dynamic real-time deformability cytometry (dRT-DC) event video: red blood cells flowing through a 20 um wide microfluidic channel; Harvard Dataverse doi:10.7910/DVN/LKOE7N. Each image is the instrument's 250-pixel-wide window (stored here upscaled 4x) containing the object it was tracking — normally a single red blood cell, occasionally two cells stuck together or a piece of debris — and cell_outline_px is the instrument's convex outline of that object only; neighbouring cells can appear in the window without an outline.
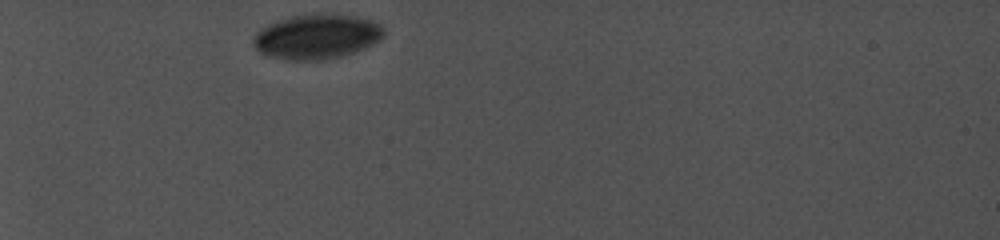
{"species": "common noctule bat (a hibernating species)", "species_latin": "Nyctalus noctula", "temperature_condition": "cold", "stored_images_in_passage": 3, "camera_frame_rate_fps": 5000, "um_per_image_px": 0.085, "animal": {"sex": "female", "body_mass_g": 19.0, "forearm_length_mm": 56.7}, "frame": {"image": 1, "passage_image": 1, "time_ms": 0.0, "image_size_px": [1000, 240], "cell_outline_px": [[384, 36], [380, 40], [356, 52], [340, 56], [320, 60], [284, 60], [268, 56], [260, 52], [256, 48], [252, 40], [256, 32], [260, 28], [268, 24], [292, 16], [316, 12], [332, 12], [356, 16], [380, 24], [384, 28]], "centroid_in_image_um": [26.92, 3.09], "position_along_channel_um": 58.1, "area_um2": 34.51}}